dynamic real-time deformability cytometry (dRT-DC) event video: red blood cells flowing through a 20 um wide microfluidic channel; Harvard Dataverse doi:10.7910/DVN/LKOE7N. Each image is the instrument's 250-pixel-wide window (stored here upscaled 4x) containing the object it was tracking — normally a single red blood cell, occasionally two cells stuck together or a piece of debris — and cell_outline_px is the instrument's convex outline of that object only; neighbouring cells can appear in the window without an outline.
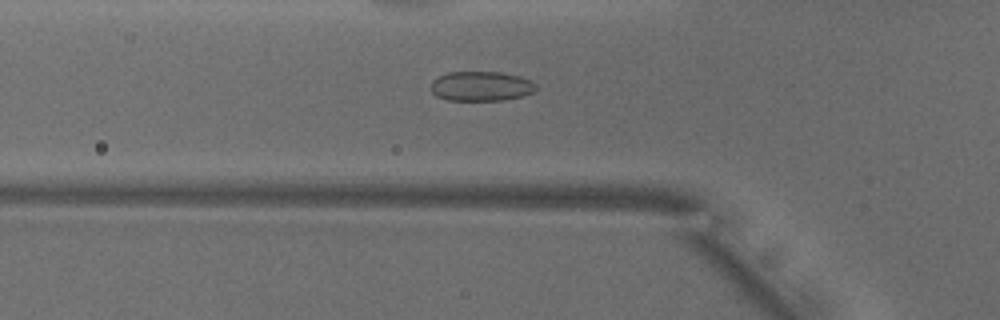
{"species": "common noctule bat (a hibernating species)", "species_latin": "Nyctalus noctula", "temperature_condition": "warm", "stored_images_in_passage": 46, "camera_frame_rate_fps": 3000, "um_per_image_px": 0.085, "animal": {"sex": "male", "body_mass_g": 18.8}, "frame": {"image": 1, "passage_image": 12, "time_ms": 3.667, "image_size_px": [1000, 320], "cell_outline_px": [[536, 88], [532, 92], [520, 96], [504, 100], [448, 100], [436, 96], [432, 92], [432, 80], [436, 76], [448, 72], [500, 72], [520, 76], [532, 80], [536, 84]], "centroid_in_image_um": [40.88, 7.31], "position_along_channel_um": 84.9, "area_um2": 18.21}}
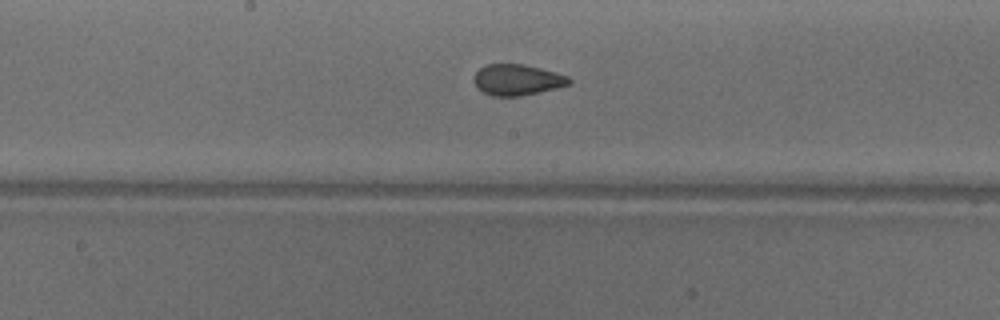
{"frame": {"image": 2, "passage_image": 21, "time_ms": 6.667, "image_size_px": [1000, 320], "cell_outline_px": [[572, 80], [568, 84], [556, 88], [520, 96], [492, 96], [484, 92], [476, 84], [476, 72], [484, 64], [524, 64], [556, 72], [568, 76]], "centroid_in_image_um": [43.99, 6.77], "position_along_channel_um": 204.2, "area_um2": 16.88}}
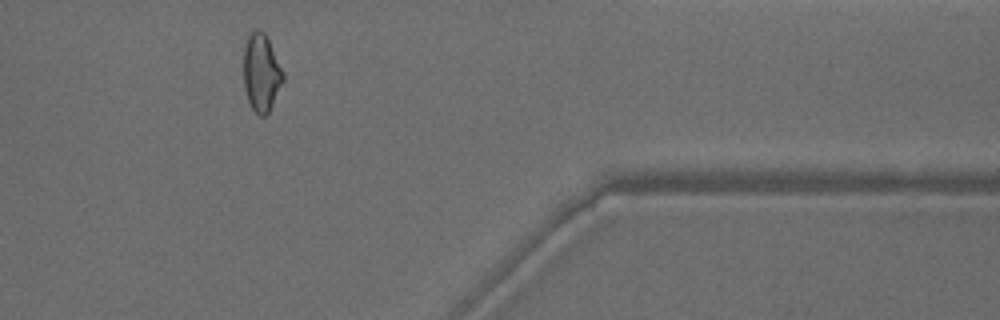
{"frame": {"image": 3, "passage_image": 37, "time_ms": 12.0, "image_size_px": [1000, 320], "cell_outline_px": [[284, 80], [268, 112], [264, 116], [260, 116], [252, 108], [248, 100], [244, 88], [244, 48], [248, 36], [256, 28], [260, 28], [264, 32], [268, 40], [284, 76]], "centroid_in_image_um": [22.19, 6.17], "position_along_channel_um": 389.2, "area_um2": 17.46}, "authors_computed_cell_mechanics": {"area_um2": 18.207, "velocity_mm_per_s": 3.9432, "shape_relaxation_time_tau1_ms": 8.8472, "shape_relaxation_time_tau2_ms": 1.0998, "deformation_change_tau1": 0.1561, "deformation_change_tau2": 0.0703}}